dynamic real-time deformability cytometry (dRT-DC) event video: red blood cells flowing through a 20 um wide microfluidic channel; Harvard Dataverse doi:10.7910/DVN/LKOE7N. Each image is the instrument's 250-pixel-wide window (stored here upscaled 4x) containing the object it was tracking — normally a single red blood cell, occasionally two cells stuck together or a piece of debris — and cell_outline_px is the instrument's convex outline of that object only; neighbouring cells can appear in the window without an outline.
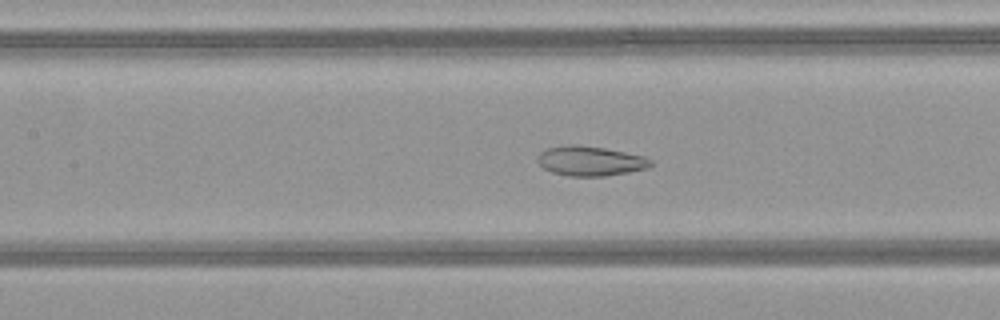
{"species": "common noctule bat (a hibernating species)", "species_latin": "Nyctalus noctula", "temperature_condition": "warm", "stored_images_in_passage": 50, "camera_frame_rate_fps": 3000, "um_per_image_px": 0.085, "animal": {"sex": "female", "body_mass_g": 21.9}, "frame": {"image": 1, "passage_image": 23, "time_ms": 7.333, "image_size_px": [1000, 320], "cell_outline_px": [[652, 164], [648, 168], [628, 172], [604, 176], [568, 176], [552, 172], [544, 168], [536, 160], [536, 156], [544, 148], [568, 144], [576, 144], [604, 148], [644, 156], [652, 160]], "centroid_in_image_um": [50.13, 13.67], "position_along_channel_um": 157.3, "area_um2": 19.71}}
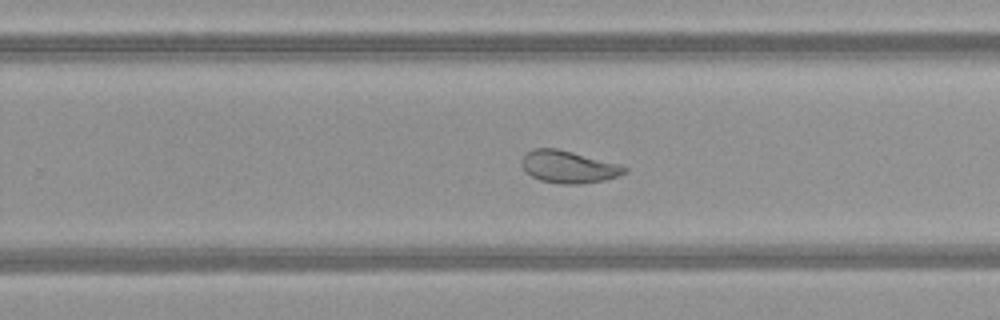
{"frame": {"image": 2, "passage_image": 32, "time_ms": 10.333, "image_size_px": [1000, 320], "cell_outline_px": [[628, 172], [604, 180], [580, 184], [564, 184], [540, 180], [532, 176], [520, 164], [520, 160], [532, 148], [556, 148], [620, 164], [628, 168]], "centroid_in_image_um": [48.33, 14.18], "position_along_channel_um": 281.5, "area_um2": 19.19}}
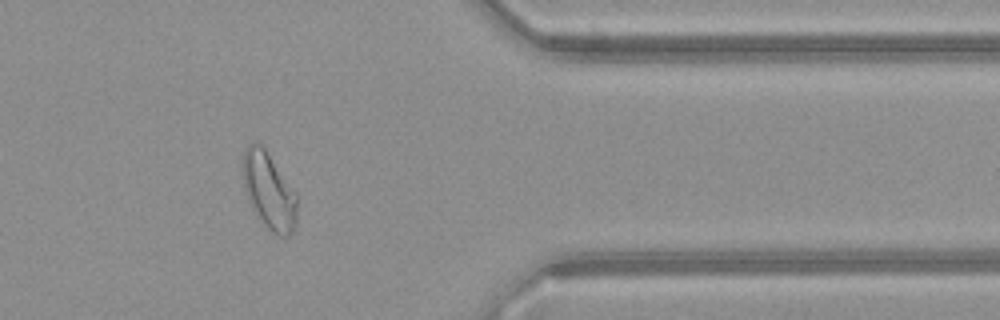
{"frame": {"image": 3, "passage_image": 41, "time_ms": 13.333, "image_size_px": [1000, 320], "cell_outline_px": [[296, 228], [288, 236], [280, 236], [272, 232], [264, 224], [252, 208], [248, 200], [244, 188], [244, 148], [252, 140], [264, 144], [296, 196]], "centroid_in_image_um": [22.85, 16.19], "position_along_channel_um": 388.6, "area_um2": 24.04}, "authors_computed_cell_mechanics": {"area_um2": 25.432, "velocity_mm_per_s": 4.1526, "shape_relaxation_time_tau1_ms": null, "shape_relaxation_time_tau2_ms": 1.5675, "deformation_change_tau1": null, "deformation_change_tau2": 0.0757}}